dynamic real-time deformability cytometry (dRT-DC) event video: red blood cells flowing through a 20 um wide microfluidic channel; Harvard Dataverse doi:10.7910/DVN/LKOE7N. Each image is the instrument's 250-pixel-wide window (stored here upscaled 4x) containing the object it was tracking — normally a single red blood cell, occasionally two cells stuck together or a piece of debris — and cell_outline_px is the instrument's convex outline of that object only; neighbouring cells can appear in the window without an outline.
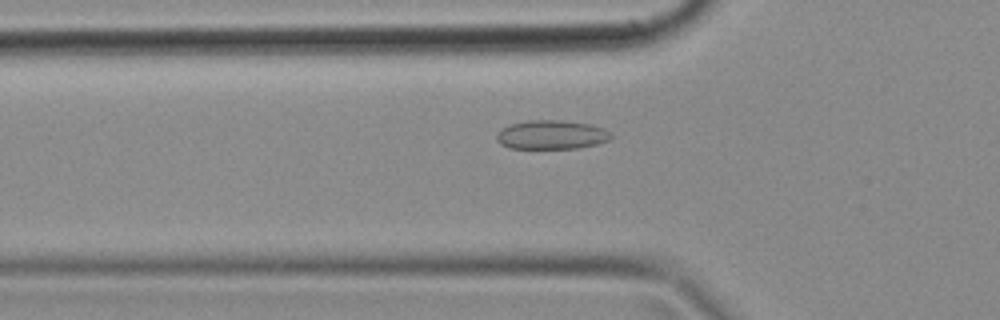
{"species": "common noctule bat (a hibernating species)", "species_latin": "Nyctalus noctula", "temperature_condition": "cold", "stored_images_in_passage": 49, "camera_frame_rate_fps": 3000, "um_per_image_px": 0.085, "animal": {"sex": "female", "body_mass_g": 18.4}, "frame": {"image": 1, "passage_image": 16, "time_ms": 5.0, "image_size_px": [1000, 320], "cell_outline_px": [[612, 136], [608, 140], [596, 144], [580, 148], [508, 148], [500, 144], [496, 140], [496, 136], [500, 128], [508, 124], [528, 120], [560, 120], [592, 124], [604, 128]], "centroid_in_image_um": [46.83, 11.44], "position_along_channel_um": 79.0, "area_um2": 19.48}}
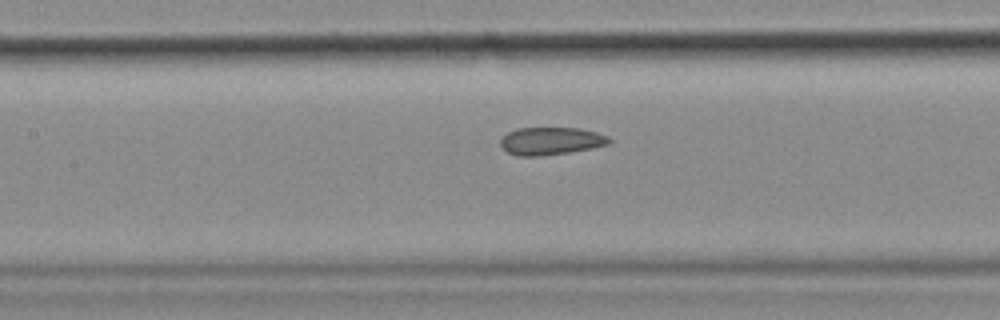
{"frame": {"image": 2, "passage_image": 22, "time_ms": 7.0, "image_size_px": [1000, 320], "cell_outline_px": [[612, 144], [592, 148], [568, 152], [540, 156], [516, 156], [508, 152], [500, 144], [500, 140], [508, 132], [516, 128], [580, 128], [596, 132], [608, 136], [612, 140]], "centroid_in_image_um": [46.86, 11.98], "position_along_channel_um": 160.5, "area_um2": 17.57}}
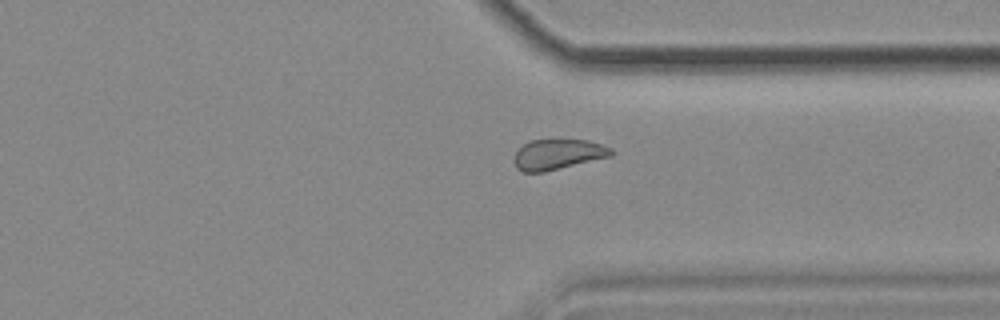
{"frame": {"image": 3, "passage_image": 37, "time_ms": 12.0, "image_size_px": [1000, 320], "cell_outline_px": [[616, 152], [612, 156], [544, 172], [524, 172], [516, 168], [516, 152], [528, 140], [588, 140], [612, 148]], "centroid_in_image_um": [47.47, 13.12], "position_along_channel_um": 363.9, "area_um2": 17.05}}